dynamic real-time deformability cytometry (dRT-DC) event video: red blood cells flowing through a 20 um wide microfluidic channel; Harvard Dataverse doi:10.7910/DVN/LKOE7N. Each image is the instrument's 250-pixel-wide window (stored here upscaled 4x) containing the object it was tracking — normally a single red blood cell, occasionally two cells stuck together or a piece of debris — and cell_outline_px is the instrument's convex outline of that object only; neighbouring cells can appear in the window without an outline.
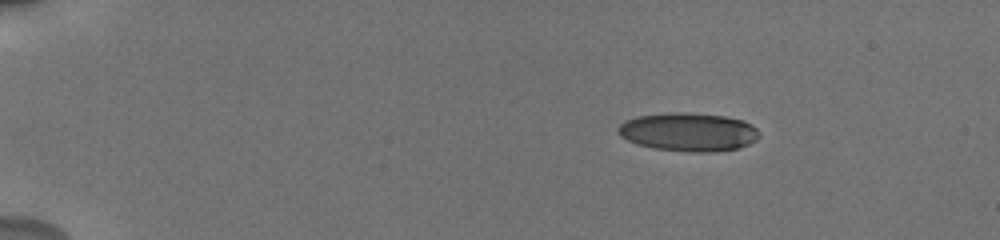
{"species": "human", "species_latin": "Homo sapiens", "temperature_condition": "cold", "stored_images_in_passage": 7, "camera_frame_rate_fps": 3000, "um_per_image_px": 0.085, "donor": {"sex": "male"}, "frame": {"image": 1, "passage_image": 1, "time_ms": 0.0, "image_size_px": [1000, 240], "cell_outline_px": [[760, 136], [756, 140], [748, 144], [736, 148], [716, 152], [692, 152], [652, 148], [636, 144], [620, 136], [616, 128], [624, 120], [636, 116], [668, 112], [688, 112], [724, 116], [740, 120], [752, 124], [760, 132]], "centroid_in_image_um": [58.49, 11.21], "position_along_channel_um": 26.5, "area_um2": 31.91}}